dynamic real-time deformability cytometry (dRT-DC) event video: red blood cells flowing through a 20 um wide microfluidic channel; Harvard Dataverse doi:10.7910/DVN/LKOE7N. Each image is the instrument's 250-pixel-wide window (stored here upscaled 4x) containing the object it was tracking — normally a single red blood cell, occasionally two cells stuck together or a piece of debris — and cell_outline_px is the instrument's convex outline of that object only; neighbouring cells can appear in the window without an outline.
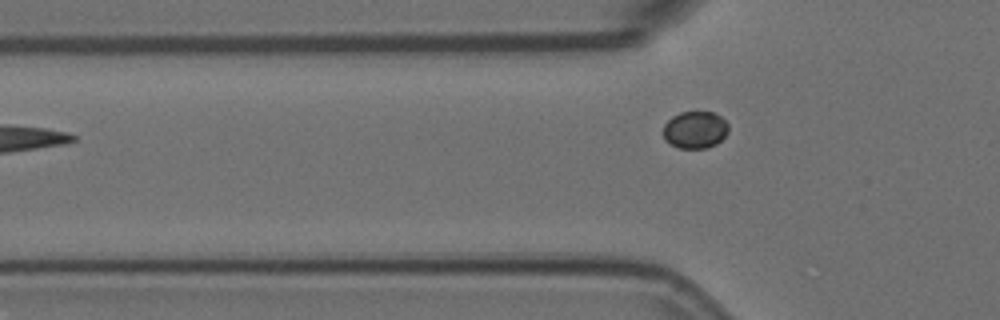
{"species": "Egyptian fruit bat (a non-hibernating species)", "species_latin": "Rousettus aegyptiacus", "temperature_condition": "room temperature", "stored_images_in_passage": 2, "camera_frame_rate_fps": 3000, "um_per_image_px": 0.085, "animal": {"sex": "female"}, "frame": {"image": 1, "passage_image": 2, "time_ms": 0.333, "image_size_px": [1000, 320], "cell_outline_px": [[728, 132], [716, 144], [708, 148], [680, 148], [664, 140], [664, 124], [672, 116], [680, 112], [712, 112], [720, 116], [728, 124]], "centroid_in_image_um": [59.08, 11.03], "position_along_channel_um": 66.7, "area_um2": 14.05}}